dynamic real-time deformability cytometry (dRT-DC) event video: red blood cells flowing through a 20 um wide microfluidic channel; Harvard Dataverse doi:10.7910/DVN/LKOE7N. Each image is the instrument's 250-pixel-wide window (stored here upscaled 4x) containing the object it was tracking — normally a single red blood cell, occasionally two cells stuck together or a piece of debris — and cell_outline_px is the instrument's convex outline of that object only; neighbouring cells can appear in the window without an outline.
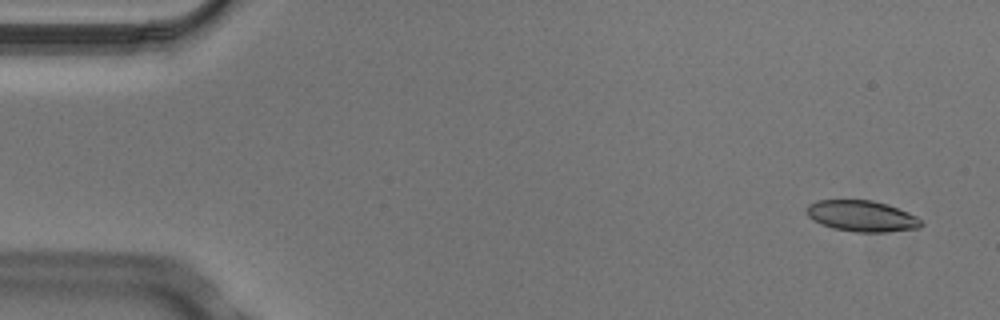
{"species": "Egyptian fruit bat (a non-hibernating species)", "species_latin": "Rousettus aegyptiacus", "temperature_condition": "cold", "stored_images_in_passage": 4, "camera_frame_rate_fps": 3000, "um_per_image_px": 0.085, "animal": {"sex": "male"}, "frame": {"image": 1, "passage_image": 1, "time_ms": 0.0, "image_size_px": [1000, 320], "cell_outline_px": [[924, 224], [920, 228], [888, 232], [856, 232], [832, 228], [808, 216], [804, 208], [808, 204], [816, 200], [872, 200], [888, 204], [908, 212], [924, 220]], "centroid_in_image_um": [73.3, 18.36], "position_along_channel_um": 11.7, "area_um2": 20.92}}
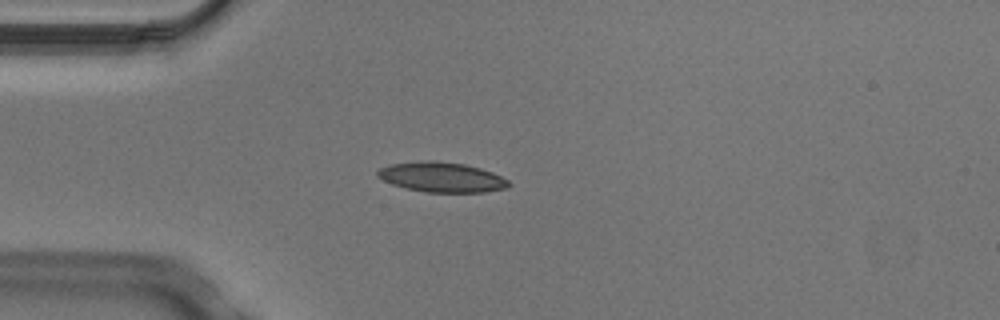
{"frame": {"image": 2, "passage_image": 4, "time_ms": 1.0, "image_size_px": [1000, 320], "cell_outline_px": [[512, 184], [504, 188], [484, 192], [428, 192], [408, 188], [392, 184], [376, 176], [376, 172], [380, 168], [392, 164], [424, 160], [432, 160], [464, 164], [480, 168], [492, 172], [508, 180]], "centroid_in_image_um": [37.54, 15.05], "position_along_channel_um": 47.5, "area_um2": 22.66}}